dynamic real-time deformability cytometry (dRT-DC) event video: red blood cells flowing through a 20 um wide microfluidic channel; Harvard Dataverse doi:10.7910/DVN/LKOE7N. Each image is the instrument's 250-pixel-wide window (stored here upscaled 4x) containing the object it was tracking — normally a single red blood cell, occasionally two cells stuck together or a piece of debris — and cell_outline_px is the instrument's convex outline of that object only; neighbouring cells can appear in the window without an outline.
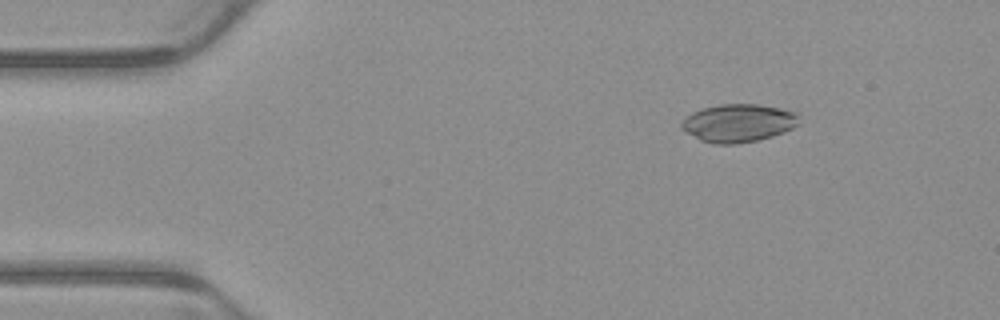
{"species": "common noctule bat (a hibernating species)", "species_latin": "Nyctalus noctula", "temperature_condition": "warm", "stored_images_in_passage": 4, "camera_frame_rate_fps": 3000, "um_per_image_px": 0.085, "animal": {"sex": "male", "body_mass_g": 23.1, "forearm_length_mm": 52.7}, "frame": {"image": 1, "passage_image": 4, "time_ms": 1.0, "image_size_px": [1000, 320], "cell_outline_px": [[800, 124], [784, 132], [772, 136], [756, 140], [736, 144], [716, 144], [700, 140], [680, 128], [680, 124], [692, 112], [704, 108], [720, 104], [760, 104], [780, 108], [796, 112]], "centroid_in_image_um": [62.77, 10.45], "position_along_channel_um": 22.2, "area_um2": 25.95}}